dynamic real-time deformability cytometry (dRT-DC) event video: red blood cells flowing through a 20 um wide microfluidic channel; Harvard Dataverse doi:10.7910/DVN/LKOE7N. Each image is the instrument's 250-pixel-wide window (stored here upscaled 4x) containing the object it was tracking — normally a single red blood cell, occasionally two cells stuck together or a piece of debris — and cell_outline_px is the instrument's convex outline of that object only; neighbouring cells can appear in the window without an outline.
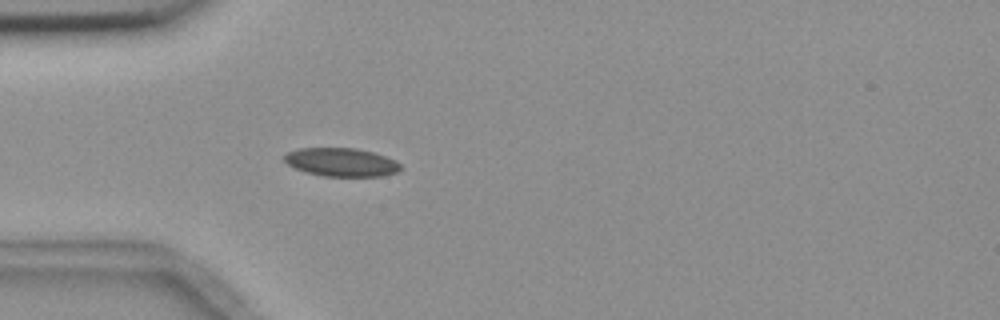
{"species": "common noctule bat (a hibernating species)", "species_latin": "Nyctalus noctula", "temperature_condition": "room temperature", "stored_images_in_passage": 4, "camera_frame_rate_fps": 3000, "um_per_image_px": 0.085, "animal": {"sex": "female", "body_mass_g": 18.4}, "frame": {"image": 1, "passage_image": 4, "time_ms": 4.333, "image_size_px": [1000, 320], "cell_outline_px": [[400, 168], [396, 172], [380, 176], [324, 176], [304, 172], [288, 164], [284, 160], [284, 156], [288, 152], [300, 148], [356, 148], [372, 152], [396, 160], [400, 164]], "centroid_in_image_um": [29.0, 13.78], "position_along_channel_um": 56.0, "area_um2": 19.07}}